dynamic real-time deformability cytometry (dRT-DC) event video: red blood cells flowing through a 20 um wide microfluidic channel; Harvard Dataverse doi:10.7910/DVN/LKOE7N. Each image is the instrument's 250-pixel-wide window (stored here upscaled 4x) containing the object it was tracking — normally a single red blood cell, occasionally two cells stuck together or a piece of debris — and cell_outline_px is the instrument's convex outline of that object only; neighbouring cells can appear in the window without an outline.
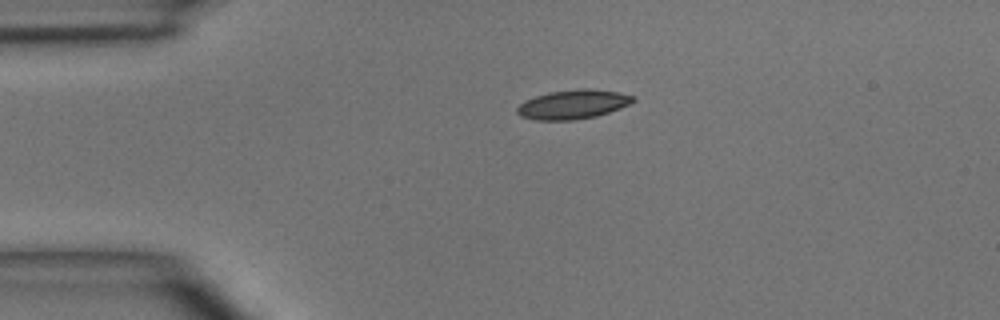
{"species": "common noctule bat (a hibernating species)", "species_latin": "Nyctalus noctula", "temperature_condition": "room temperature", "stored_images_in_passage": 3, "camera_frame_rate_fps": 3000, "um_per_image_px": 0.085, "animal": {"sex": "male", "body_mass_g": 15.6}, "frame": {"image": 1, "passage_image": 1, "time_ms": 0.0, "image_size_px": [1000, 320], "cell_outline_px": [[636, 100], [632, 104], [596, 116], [572, 120], [536, 120], [520, 116], [516, 112], [516, 108], [524, 100], [548, 92], [584, 88], [588, 88], [620, 92], [636, 96]], "centroid_in_image_um": [48.73, 8.86], "position_along_channel_um": 36.3, "area_um2": 19.88}}